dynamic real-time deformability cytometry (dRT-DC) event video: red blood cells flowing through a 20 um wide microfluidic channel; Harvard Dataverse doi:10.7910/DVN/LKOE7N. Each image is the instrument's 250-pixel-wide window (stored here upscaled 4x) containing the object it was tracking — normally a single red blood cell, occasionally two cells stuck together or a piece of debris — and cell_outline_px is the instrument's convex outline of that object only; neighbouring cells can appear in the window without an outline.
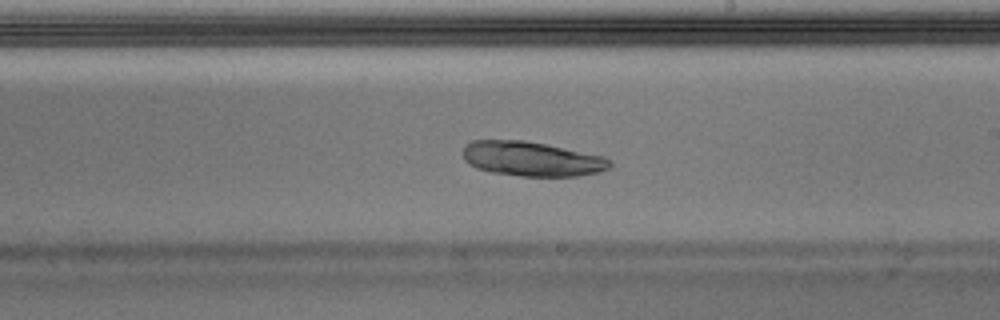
{"species": "Egyptian fruit bat (a non-hibernating species)", "species_latin": "Rousettus aegyptiacus", "temperature_condition": "warm", "stored_images_in_passage": 35, "camera_frame_rate_fps": 3000, "um_per_image_px": 0.085, "animal": {"sex": "male"}, "frame": {"image": 1, "passage_image": 20, "time_ms": 6.333, "image_size_px": [1000, 320], "cell_outline_px": [[612, 164], [608, 168], [600, 172], [580, 176], [520, 176], [492, 172], [476, 168], [468, 164], [464, 160], [464, 144], [472, 140], [524, 140], [604, 156], [612, 160]], "centroid_in_image_um": [45.2, 13.51], "position_along_channel_um": 243.8, "area_um2": 29.71}}
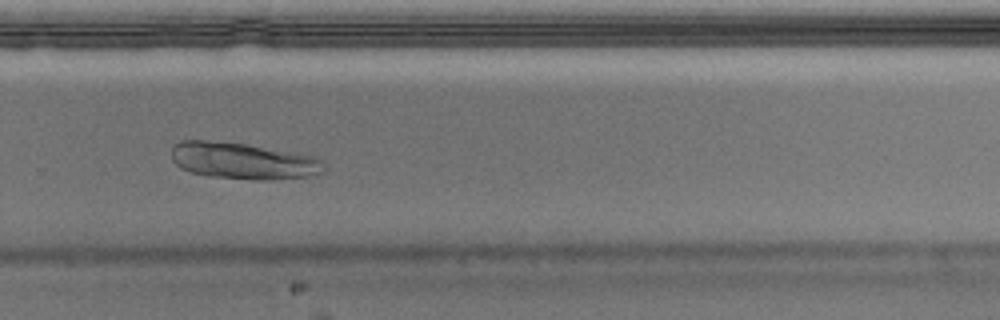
{"frame": {"image": 2, "passage_image": 25, "time_ms": 8.0, "image_size_px": [1000, 320], "cell_outline_px": [[324, 172], [308, 176], [268, 180], [252, 180], [212, 176], [188, 172], [180, 168], [172, 160], [172, 148], [180, 140], [208, 140], [244, 144], [296, 152], [312, 156], [320, 160], [324, 164]], "centroid_in_image_um": [20.64, 13.67], "position_along_channel_um": 309.2, "area_um2": 32.48}, "authors_computed_cell_mechanics": {"area_um2": 29.478, "velocity_mm_per_s": 3.9411, "shape_relaxation_time_tau1_ms": null, "shape_relaxation_time_tau2_ms": 7.3883, "deformation_change_tau1": null, "deformation_change_tau2": 0.0715}}